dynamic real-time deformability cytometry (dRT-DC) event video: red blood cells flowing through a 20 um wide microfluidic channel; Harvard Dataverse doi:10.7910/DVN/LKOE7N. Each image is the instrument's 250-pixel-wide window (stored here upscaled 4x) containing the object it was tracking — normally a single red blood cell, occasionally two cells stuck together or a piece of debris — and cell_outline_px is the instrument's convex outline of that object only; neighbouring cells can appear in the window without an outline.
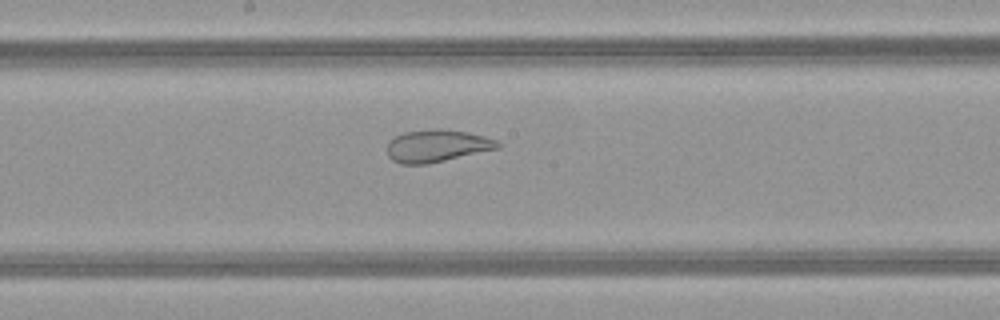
{"species": "common noctule bat (a hibernating species)", "species_latin": "Nyctalus noctula", "temperature_condition": "warm", "stored_images_in_passage": 49, "camera_frame_rate_fps": 3000, "um_per_image_px": 0.085, "animal": {"sex": "female", "body_mass_g": 21.9}, "frame": {"image": 1, "passage_image": 26, "time_ms": 8.333, "image_size_px": [1000, 320], "cell_outline_px": [[504, 144], [500, 148], [428, 164], [400, 164], [392, 160], [388, 156], [388, 140], [404, 132], [436, 128], [440, 128], [468, 132], [484, 136], [496, 140]], "centroid_in_image_um": [37.16, 12.39], "position_along_channel_um": 211.0, "area_um2": 21.04}}
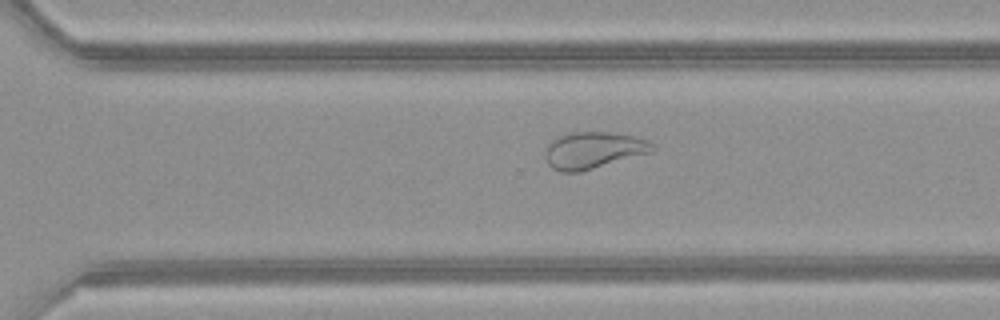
{"frame": {"image": 2, "passage_image": 34, "time_ms": 11.0, "image_size_px": [1000, 320], "cell_outline_px": [[656, 148], [652, 152], [580, 172], [560, 172], [552, 168], [548, 164], [544, 156], [544, 152], [548, 144], [552, 140], [560, 136], [572, 132], [608, 132], [632, 136], [648, 140]], "centroid_in_image_um": [50.41, 12.78], "position_along_channel_um": 320.2, "area_um2": 22.89}}
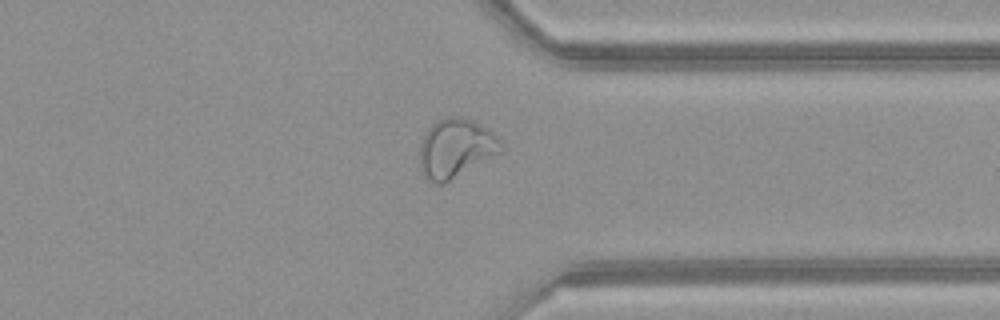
{"frame": {"image": 3, "passage_image": 38, "time_ms": 12.333, "image_size_px": [1000, 320], "cell_outline_px": [[504, 148], [500, 152], [444, 184], [436, 184], [428, 180], [424, 176], [420, 168], [420, 144], [428, 128], [436, 120], [448, 116], [464, 116], [480, 124], [492, 132], [504, 144]], "centroid_in_image_um": [38.73, 12.59], "position_along_channel_um": 372.7, "area_um2": 27.98}, "authors_computed_cell_mechanics": {"area_um2": 29.9982, "velocity_mm_per_s": 4.1195, "shape_relaxation_time_tau1_ms": null, "shape_relaxation_time_tau2_ms": 1.0893, "deformation_change_tau1": null, "deformation_change_tau2": 0.0905}}